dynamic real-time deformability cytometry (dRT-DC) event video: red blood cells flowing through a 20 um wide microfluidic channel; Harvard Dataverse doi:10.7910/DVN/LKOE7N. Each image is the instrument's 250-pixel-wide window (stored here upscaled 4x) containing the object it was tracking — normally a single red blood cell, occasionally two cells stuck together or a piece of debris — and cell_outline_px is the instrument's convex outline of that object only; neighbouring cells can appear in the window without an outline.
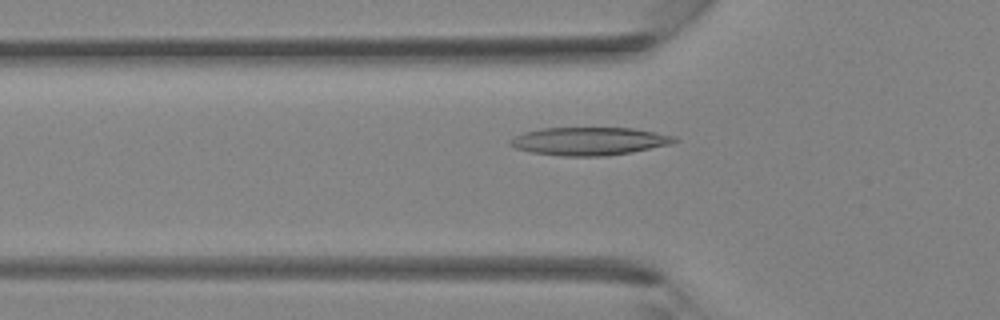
{"species": "Egyptian fruit bat (a non-hibernating species)", "species_latin": "Rousettus aegyptiacus", "temperature_condition": "room temperature", "stored_images_in_passage": 36, "camera_frame_rate_fps": 3000, "um_per_image_px": 0.085, "animal": {"sex": "female"}, "frame": {"image": 1, "passage_image": 12, "time_ms": 3.667, "image_size_px": [1000, 320], "cell_outline_px": [[680, 140], [672, 144], [632, 152], [604, 156], [560, 156], [532, 152], [516, 148], [508, 144], [508, 140], [524, 132], [544, 128], [632, 128], [676, 136]], "centroid_in_image_um": [50.11, 12.0], "position_along_channel_um": 75.7, "area_um2": 26.82}}
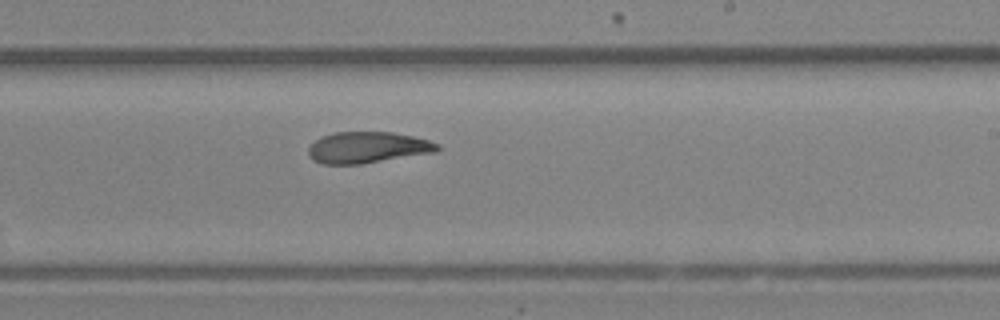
{"frame": {"image": 2, "passage_image": 22, "time_ms": 7.0, "image_size_px": [1000, 320], "cell_outline_px": [[440, 148], [436, 152], [360, 164], [324, 164], [312, 160], [308, 156], [308, 148], [320, 136], [336, 132], [392, 132], [412, 136], [428, 140], [440, 144]], "centroid_in_image_um": [31.23, 12.53], "position_along_channel_um": 257.8, "area_um2": 23.52}}
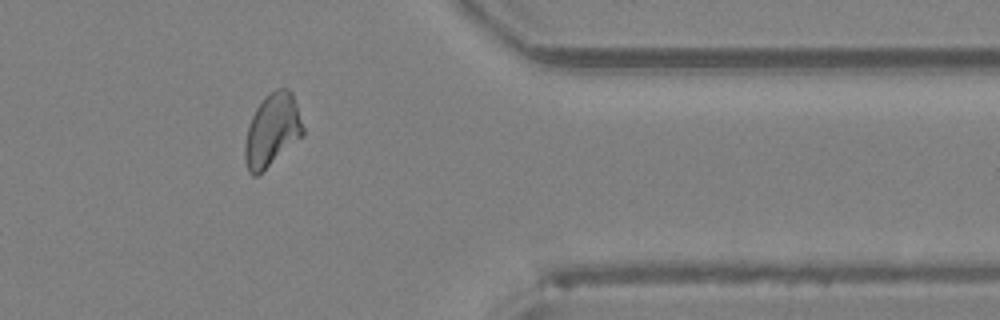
{"frame": {"image": 3, "passage_image": 30, "time_ms": 9.667, "image_size_px": [1000, 320], "cell_outline_px": [[304, 136], [256, 176], [252, 176], [248, 172], [244, 160], [244, 144], [248, 124], [256, 108], [264, 96], [268, 92], [276, 88], [288, 88], [292, 92], [304, 128]], "centroid_in_image_um": [23.12, 11.05], "position_along_channel_um": 388.3, "area_um2": 24.85}}